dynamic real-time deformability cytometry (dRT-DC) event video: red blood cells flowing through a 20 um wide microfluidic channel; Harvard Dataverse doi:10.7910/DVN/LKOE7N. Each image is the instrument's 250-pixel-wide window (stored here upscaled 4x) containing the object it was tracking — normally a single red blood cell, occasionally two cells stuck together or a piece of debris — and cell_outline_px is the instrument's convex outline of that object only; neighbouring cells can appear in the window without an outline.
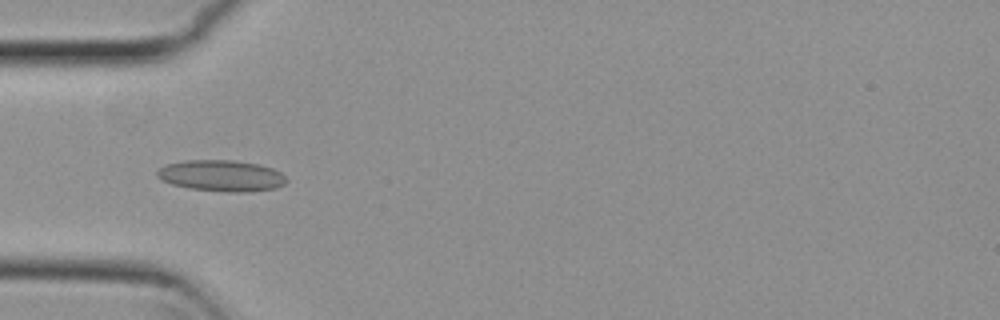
{"species": "common noctule bat (a hibernating species)", "species_latin": "Nyctalus noctula", "temperature_condition": "cold", "stored_images_in_passage": 40, "camera_frame_rate_fps": 3000, "um_per_image_px": 0.085, "animal": {"sex": "female", "body_mass_g": 29.2, "forearm_length_mm": 56.3}, "frame": {"image": 1, "passage_image": 2, "time_ms": 0.333, "image_size_px": [1000, 320], "cell_outline_px": [[288, 180], [284, 184], [276, 188], [252, 192], [228, 192], [188, 188], [172, 184], [160, 180], [156, 176], [156, 172], [160, 168], [168, 164], [184, 160], [232, 160], [256, 164], [272, 168], [280, 172]], "centroid_in_image_um": [18.81, 14.94], "position_along_channel_um": 66.2, "area_um2": 23.58}}
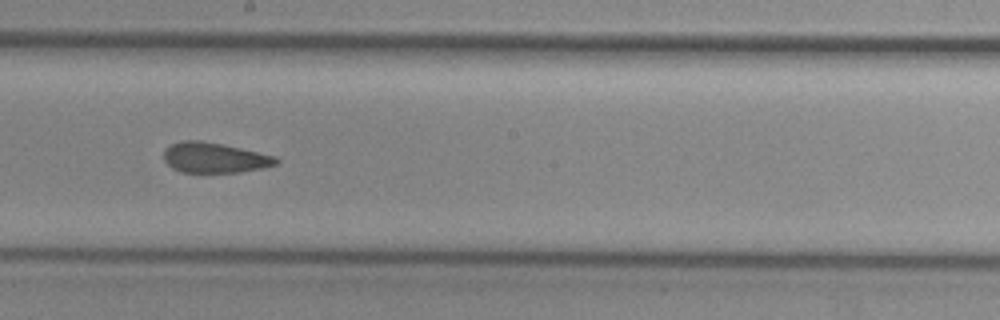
{"frame": {"image": 2, "passage_image": 15, "time_ms": 4.667, "image_size_px": [1000, 320], "cell_outline_px": [[280, 160], [276, 164], [264, 168], [240, 172], [180, 172], [172, 168], [164, 160], [164, 148], [172, 144], [184, 140], [200, 140], [224, 144], [276, 156]], "centroid_in_image_um": [18.24, 13.4], "position_along_channel_um": 230.0, "area_um2": 19.94}}
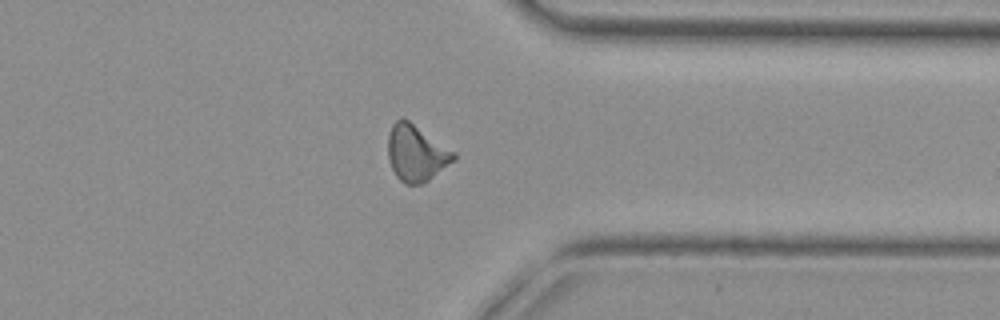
{"frame": {"image": 3, "passage_image": 27, "time_ms": 8.667, "image_size_px": [1000, 320], "cell_outline_px": [[456, 160], [428, 180], [420, 184], [404, 184], [396, 176], [392, 168], [388, 156], [388, 132], [392, 124], [396, 120], [408, 120], [456, 152]], "centroid_in_image_um": [35.39, 13.03], "position_along_channel_um": 376.0, "area_um2": 21.44}, "authors_computed_cell_mechanics": {"area_um2": 20.4612, "velocity_mm_per_s": 3.7826, "shape_relaxation_time_tau1_ms": null, "shape_relaxation_time_tau2_ms": 2.5827, "deformation_change_tau1": null, "deformation_change_tau2": 0.0803}}